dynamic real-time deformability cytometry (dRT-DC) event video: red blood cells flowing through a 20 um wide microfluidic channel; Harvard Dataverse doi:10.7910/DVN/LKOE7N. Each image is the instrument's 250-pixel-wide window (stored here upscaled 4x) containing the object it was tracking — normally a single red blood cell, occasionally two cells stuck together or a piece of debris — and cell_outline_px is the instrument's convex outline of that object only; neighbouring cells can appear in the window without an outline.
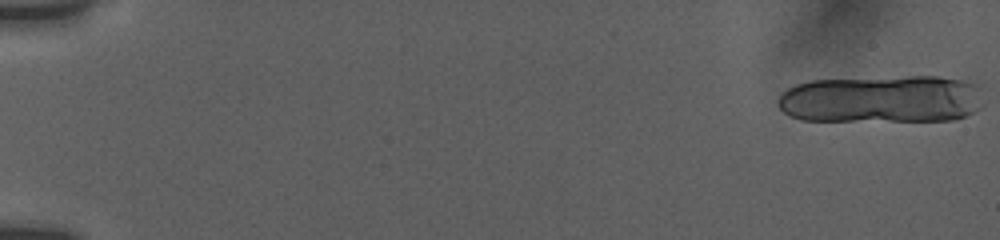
{"species": "human", "species_latin": "Homo sapiens", "temperature_condition": "room temperature", "stored_images_in_passage": 15, "camera_frame_rate_fps": 3000, "um_per_image_px": 0.085, "donor": {"sex": "female"}, "frame": {"image": 1, "passage_image": 1, "time_ms": 0.0, "image_size_px": [1000, 240], "cell_outline_px": [[984, 104], [980, 108], [964, 116], [952, 120], [800, 120], [784, 112], [776, 104], [776, 100], [788, 88], [796, 84], [812, 80], [908, 76], [940, 76], [960, 80], [976, 84]], "centroid_in_image_um": [74.93, 8.41], "position_along_channel_um": 10.1, "area_um2": 57.22}}